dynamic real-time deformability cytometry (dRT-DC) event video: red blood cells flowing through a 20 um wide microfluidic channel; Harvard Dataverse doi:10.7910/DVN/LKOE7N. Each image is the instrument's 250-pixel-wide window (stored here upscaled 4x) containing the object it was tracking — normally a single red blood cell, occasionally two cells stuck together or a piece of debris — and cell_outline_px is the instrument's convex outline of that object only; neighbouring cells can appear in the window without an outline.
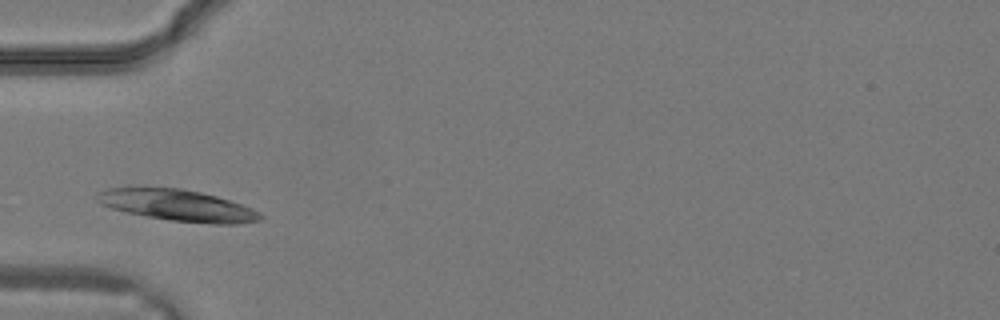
{"species": "common noctule bat (a hibernating species)", "species_latin": "Nyctalus noctula", "temperature_condition": "warm", "stored_images_in_passage": 13, "camera_frame_rate_fps": 3000, "um_per_image_px": 0.085, "animal": {"sex": "male", "body_mass_g": 19.2, "forearm_length_mm": 51.8}, "frame": {"image": 1, "passage_image": 4, "time_ms": 1.0, "image_size_px": [1000, 320], "cell_outline_px": [[264, 216], [260, 220], [236, 224], [216, 224], [172, 220], [148, 216], [128, 212], [112, 208], [100, 204], [96, 200], [96, 196], [100, 192], [108, 188], [180, 188], [200, 192], [216, 196], [252, 208], [260, 212]], "centroid_in_image_um": [15.13, 17.46], "position_along_channel_um": 69.9, "area_um2": 29.3}}
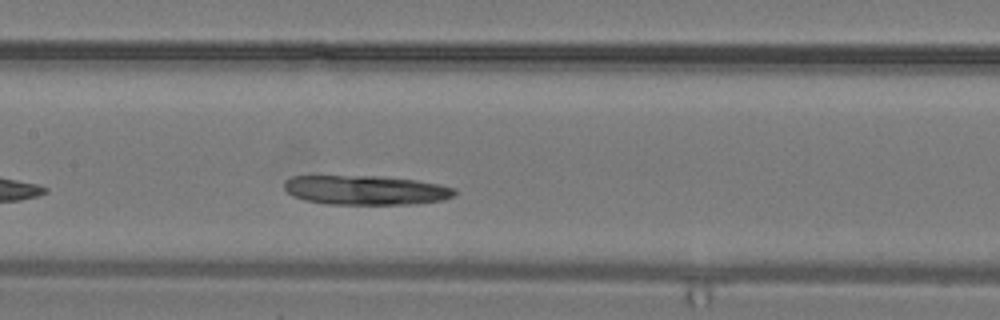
{"frame": {"image": 2, "passage_image": 9, "time_ms": 2.667, "image_size_px": [1000, 320], "cell_outline_px": [[456, 196], [444, 200], [420, 204], [328, 204], [304, 200], [292, 196], [284, 188], [284, 180], [292, 176], [380, 176], [416, 180], [456, 188]], "centroid_in_image_um": [31.11, 16.16], "position_along_channel_um": 176.3, "area_um2": 29.42}}
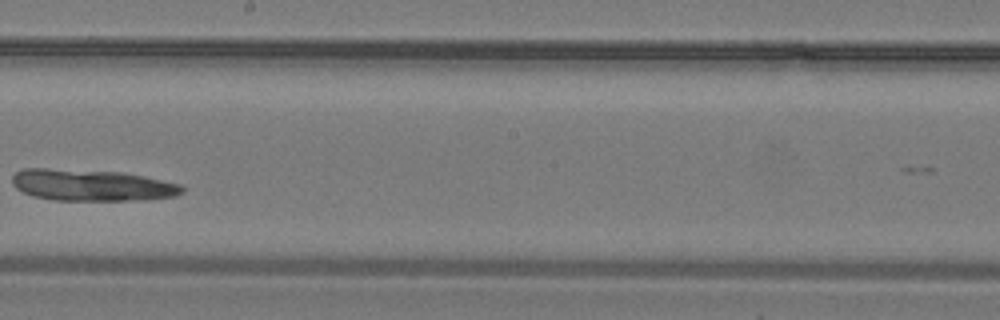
{"frame": {"image": 3, "passage_image": 12, "time_ms": 3.667, "image_size_px": [1000, 320], "cell_outline_px": [[184, 192], [176, 196], [144, 200], [56, 200], [32, 196], [16, 188], [12, 184], [12, 176], [16, 172], [24, 168], [48, 168], [120, 172], [144, 176], [180, 184], [184, 188]], "centroid_in_image_um": [7.8, 15.74], "position_along_channel_um": 240.4, "area_um2": 31.27}}